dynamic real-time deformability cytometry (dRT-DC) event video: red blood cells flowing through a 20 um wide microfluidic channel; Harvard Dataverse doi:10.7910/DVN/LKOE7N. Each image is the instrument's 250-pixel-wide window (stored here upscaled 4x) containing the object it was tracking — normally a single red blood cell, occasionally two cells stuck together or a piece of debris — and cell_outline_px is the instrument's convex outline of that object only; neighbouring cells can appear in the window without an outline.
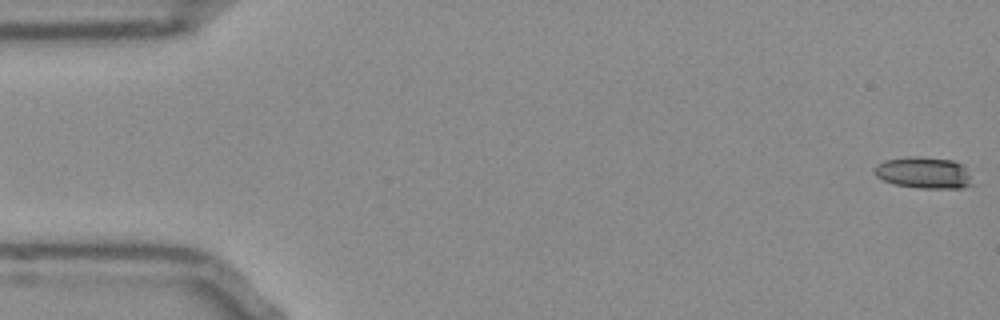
{"species": "Egyptian fruit bat (a non-hibernating species)", "species_latin": "Rousettus aegyptiacus", "temperature_condition": "room temperature", "stored_images_in_passage": 53, "camera_frame_rate_fps": 3000, "um_per_image_px": 0.085, "frame": {"image": 1, "passage_image": 1, "time_ms": 0.0, "image_size_px": [1000, 320], "cell_outline_px": [[972, 184], [960, 188], [920, 188], [896, 184], [884, 180], [876, 176], [872, 172], [872, 168], [876, 164], [884, 160], [908, 156], [920, 156], [952, 160], [964, 164]], "centroid_in_image_um": [78.47, 14.66], "position_along_channel_um": 6.5, "area_um2": 18.09}}
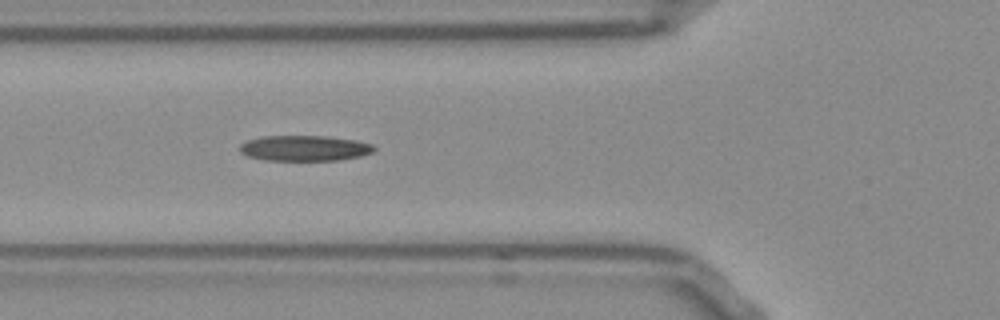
{"frame": {"image": 2, "passage_image": 19, "time_ms": 6.0, "image_size_px": [1000, 320], "cell_outline_px": [[376, 148], [372, 152], [360, 156], [336, 160], [264, 160], [248, 156], [240, 152], [240, 144], [248, 140], [264, 136], [328, 136], [356, 140], [372, 144]], "centroid_in_image_um": [25.88, 12.59], "position_along_channel_um": 99.9, "area_um2": 19.88}}
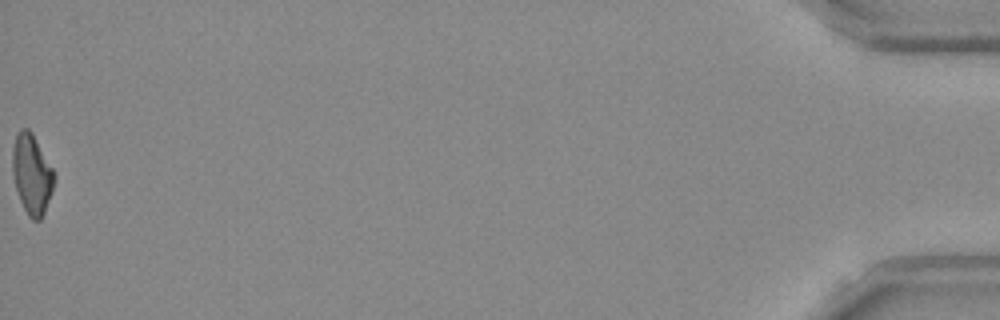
{"frame": {"image": 3, "passage_image": 53, "time_ms": 17.333, "image_size_px": [1000, 320], "cell_outline_px": [[56, 176], [52, 192], [44, 212], [40, 220], [32, 220], [28, 216], [20, 200], [16, 188], [12, 172], [12, 148], [16, 136], [20, 128], [28, 128], [32, 132], [52, 168]], "centroid_in_image_um": [2.7, 14.8], "position_along_channel_um": 432.5, "area_um2": 19.36}, "authors_computed_cell_mechanics": {"area_um2": 19.363, "velocity_mm_per_s": 3.8779, "shape_relaxation_time_tau1_ms": null, "shape_relaxation_time_tau2_ms": 5.5252, "deformation_change_tau1": null, "deformation_change_tau2": 0.1705}}